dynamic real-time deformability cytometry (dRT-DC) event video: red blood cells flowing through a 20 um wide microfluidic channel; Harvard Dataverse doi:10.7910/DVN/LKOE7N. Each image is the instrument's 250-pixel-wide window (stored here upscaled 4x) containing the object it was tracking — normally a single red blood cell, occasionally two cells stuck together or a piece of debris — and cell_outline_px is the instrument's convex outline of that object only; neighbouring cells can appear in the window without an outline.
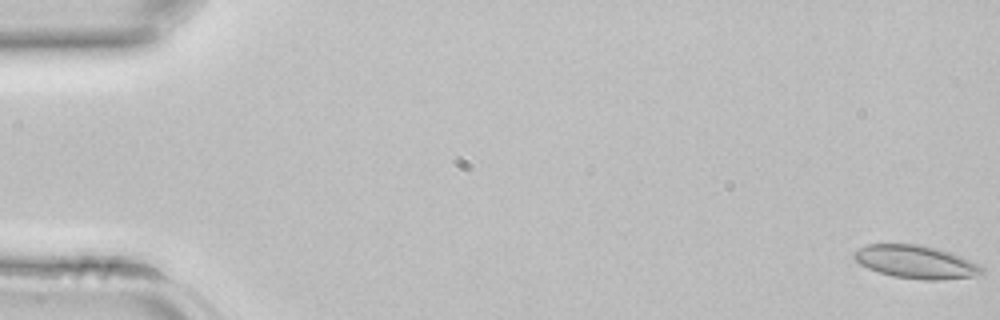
{"species": "common noctule bat (a hibernating species)", "species_latin": "Nyctalus noctula", "temperature_condition": "room temperature", "stored_images_in_passage": 9, "camera_frame_rate_fps": 3000, "um_per_image_px": 0.085, "animal": {"sex": "female", "body_mass_g": 22.7, "forearm_length_mm": 54.2}, "frame": {"image": 1, "passage_image": 1, "time_ms": 0.0, "image_size_px": [1000, 320], "cell_outline_px": [[984, 272], [972, 276], [940, 280], [924, 280], [892, 276], [868, 268], [860, 264], [852, 256], [852, 252], [868, 244], [920, 244], [952, 252], [980, 264], [984, 268]], "centroid_in_image_um": [77.86, 22.25], "position_along_channel_um": 7.1, "area_um2": 24.68}}